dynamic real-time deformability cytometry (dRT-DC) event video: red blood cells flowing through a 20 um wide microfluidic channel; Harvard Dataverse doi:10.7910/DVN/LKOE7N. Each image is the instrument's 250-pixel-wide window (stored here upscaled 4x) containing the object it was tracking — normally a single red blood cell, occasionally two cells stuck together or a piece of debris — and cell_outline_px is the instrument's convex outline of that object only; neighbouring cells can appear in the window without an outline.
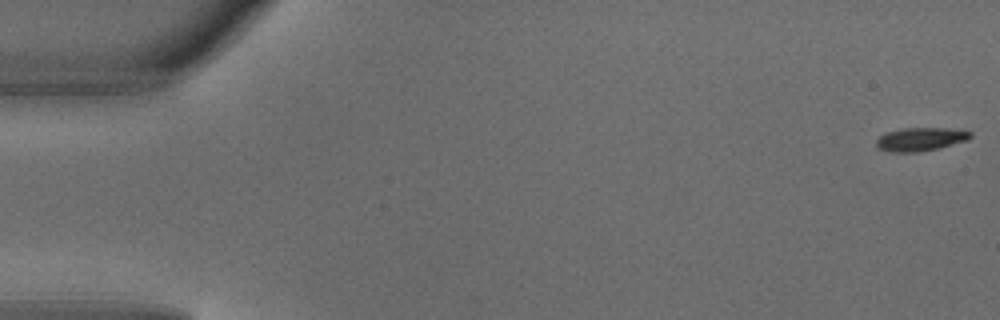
{"species": "common noctule bat (a hibernating species)", "species_latin": "Nyctalus noctula", "temperature_condition": "warm", "stored_images_in_passage": 5, "camera_frame_rate_fps": 3000, "um_per_image_px": 0.085, "animal": {"sex": "male", "body_mass_g": 18.8}, "frame": {"image": 1, "passage_image": 1, "time_ms": 0.0, "image_size_px": [1000, 320], "cell_outline_px": [[972, 136], [968, 140], [936, 148], [916, 152], [892, 152], [880, 148], [876, 144], [876, 140], [884, 132], [904, 128], [948, 128], [972, 132]], "centroid_in_image_um": [78.23, 11.82], "position_along_channel_um": 6.8, "area_um2": 12.66}}
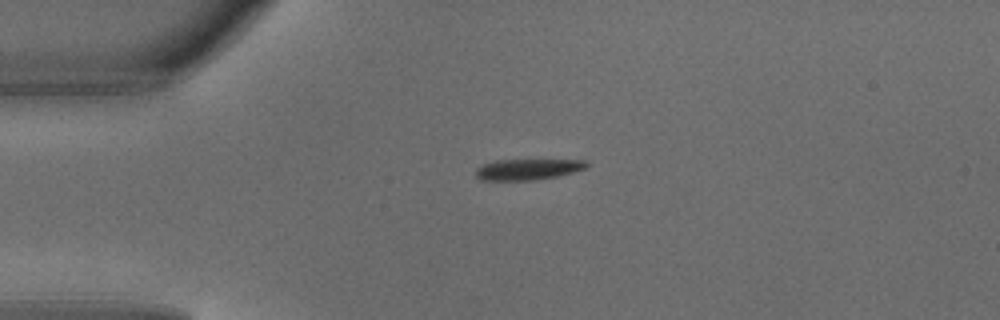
{"frame": {"image": 2, "passage_image": 4, "time_ms": 1.0, "image_size_px": [1000, 320], "cell_outline_px": [[588, 168], [556, 176], [536, 180], [480, 180], [476, 176], [476, 168], [484, 164], [496, 160], [584, 160], [588, 164]], "centroid_in_image_um": [44.85, 14.39], "position_along_channel_um": 40.1, "area_um2": 13.41}}